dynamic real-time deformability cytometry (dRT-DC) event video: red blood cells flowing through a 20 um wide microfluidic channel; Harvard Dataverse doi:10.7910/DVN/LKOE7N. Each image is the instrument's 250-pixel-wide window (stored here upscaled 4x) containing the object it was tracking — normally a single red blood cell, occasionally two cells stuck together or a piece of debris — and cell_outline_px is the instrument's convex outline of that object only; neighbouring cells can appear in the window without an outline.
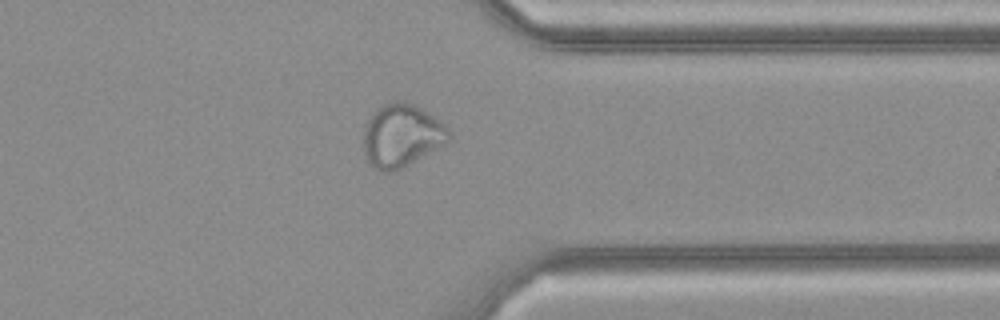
{"species": "common noctule bat (a hibernating species)", "species_latin": "Nyctalus noctula", "temperature_condition": "cold", "stored_images_in_passage": 25, "camera_frame_rate_fps": 3000, "um_per_image_px": 0.085, "animal": {"sex": "female", "body_mass_g": 21.9}, "frame": {"image": 1, "passage_image": 18, "time_ms": 5.667, "image_size_px": [1000, 320], "cell_outline_px": [[452, 136], [444, 144], [400, 168], [388, 172], [384, 172], [368, 164], [364, 156], [364, 132], [368, 120], [372, 112], [384, 104], [400, 100], [412, 104], [420, 108], [444, 124], [448, 128]], "centroid_in_image_um": [34.1, 11.52], "position_along_channel_um": 377.3, "area_um2": 30.75}}